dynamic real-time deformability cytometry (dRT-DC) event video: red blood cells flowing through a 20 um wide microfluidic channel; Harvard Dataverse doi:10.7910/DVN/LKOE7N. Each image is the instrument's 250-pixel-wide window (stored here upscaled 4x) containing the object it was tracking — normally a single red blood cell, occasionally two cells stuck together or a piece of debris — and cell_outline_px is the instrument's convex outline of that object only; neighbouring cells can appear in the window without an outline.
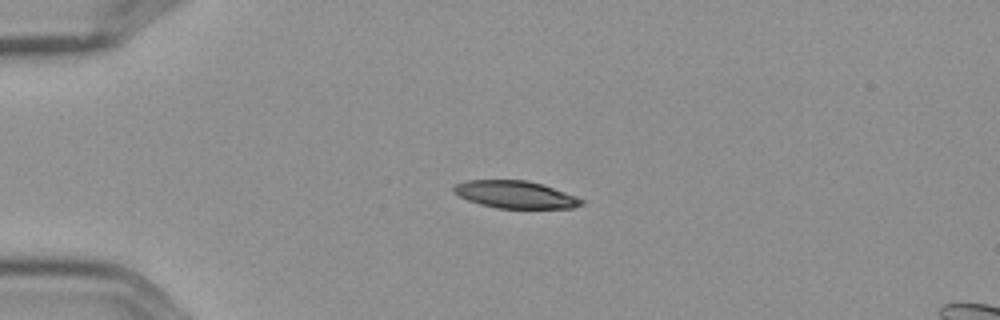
{"species": "Egyptian fruit bat (a non-hibernating species)", "species_latin": "Rousettus aegyptiacus", "temperature_condition": "cold", "stored_images_in_passage": 5, "camera_frame_rate_fps": 3000, "um_per_image_px": 0.085, "frame": {"image": 1, "passage_image": 4, "time_ms": 1.0, "image_size_px": [1000, 320], "cell_outline_px": [[584, 204], [572, 208], [496, 208], [480, 204], [468, 200], [452, 192], [452, 188], [456, 184], [468, 180], [528, 180], [576, 196], [584, 200]], "centroid_in_image_um": [43.79, 16.54], "position_along_channel_um": 41.2, "area_um2": 20.23}}